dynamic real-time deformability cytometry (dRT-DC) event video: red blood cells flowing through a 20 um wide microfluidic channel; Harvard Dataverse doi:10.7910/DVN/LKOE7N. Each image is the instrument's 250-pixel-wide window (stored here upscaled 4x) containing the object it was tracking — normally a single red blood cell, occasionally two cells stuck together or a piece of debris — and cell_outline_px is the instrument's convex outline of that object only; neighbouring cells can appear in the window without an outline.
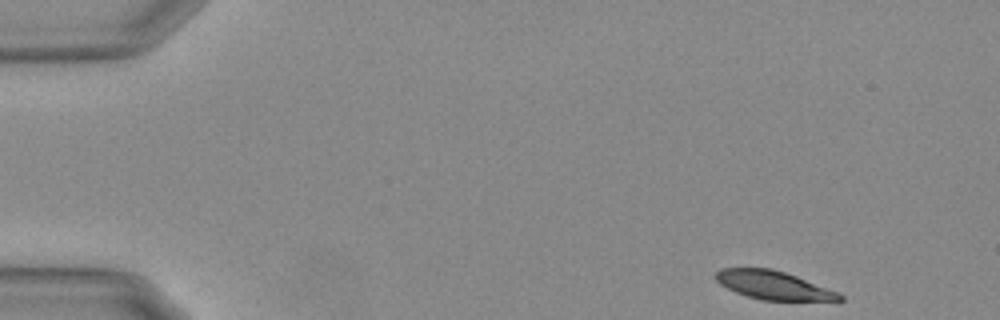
{"species": "Egyptian fruit bat (a non-hibernating species)", "species_latin": "Rousettus aegyptiacus", "temperature_condition": "warm", "stored_images_in_passage": 51, "camera_frame_rate_fps": 3000, "um_per_image_px": 0.085, "animal": {"sex": "female"}, "frame": {"image": 1, "passage_image": 1, "time_ms": 0.0, "image_size_px": [1000, 320], "cell_outline_px": [[844, 300], [760, 300], [736, 292], [720, 284], [716, 280], [716, 272], [720, 268], [772, 268], [796, 276], [836, 292], [844, 296]], "centroid_in_image_um": [65.69, 24.23], "position_along_channel_um": 19.3, "area_um2": 20.11}}
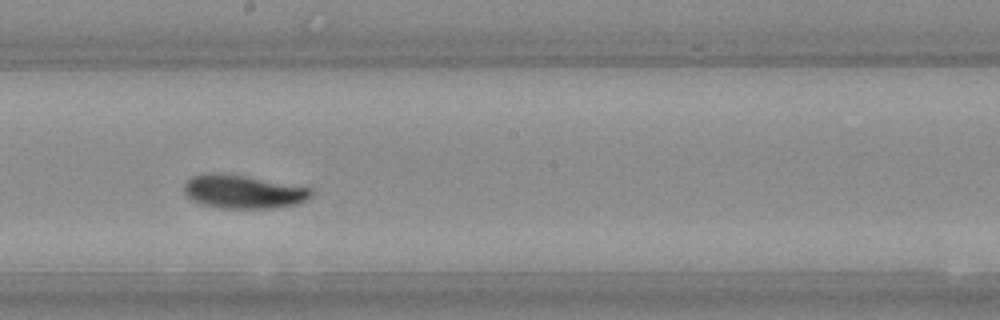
{"frame": {"image": 2, "passage_image": 27, "time_ms": 8.667, "image_size_px": [1000, 320], "cell_outline_px": [[316, 192], [312, 196], [296, 204], [276, 208], [220, 208], [200, 204], [192, 200], [184, 192], [184, 184], [192, 176], [204, 172], [224, 172], [312, 188]], "centroid_in_image_um": [20.66, 16.28], "position_along_channel_um": 227.5, "area_um2": 25.14}}
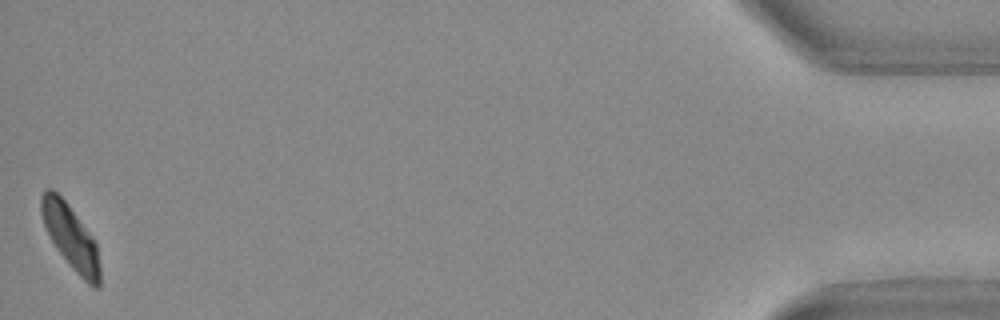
{"frame": {"image": 3, "passage_image": 51, "time_ms": 16.667, "image_size_px": [1000, 320], "cell_outline_px": [[100, 288], [92, 288], [72, 268], [56, 248], [44, 224], [40, 212], [40, 196], [48, 188], [52, 188], [64, 200], [92, 236], [96, 244], [100, 264]], "centroid_in_image_um": [6.02, 20.17], "position_along_channel_um": 429.2, "area_um2": 21.68}, "authors_computed_cell_mechanics": {"area_um2": 23.987, "velocity_mm_per_s": 3.6544, "shape_relaxation_time_tau1_ms": 3.49, "shape_relaxation_time_tau2_ms": 4.2513, "deformation_change_tau1": 0.1308, "deformation_change_tau2": 0.0804}}